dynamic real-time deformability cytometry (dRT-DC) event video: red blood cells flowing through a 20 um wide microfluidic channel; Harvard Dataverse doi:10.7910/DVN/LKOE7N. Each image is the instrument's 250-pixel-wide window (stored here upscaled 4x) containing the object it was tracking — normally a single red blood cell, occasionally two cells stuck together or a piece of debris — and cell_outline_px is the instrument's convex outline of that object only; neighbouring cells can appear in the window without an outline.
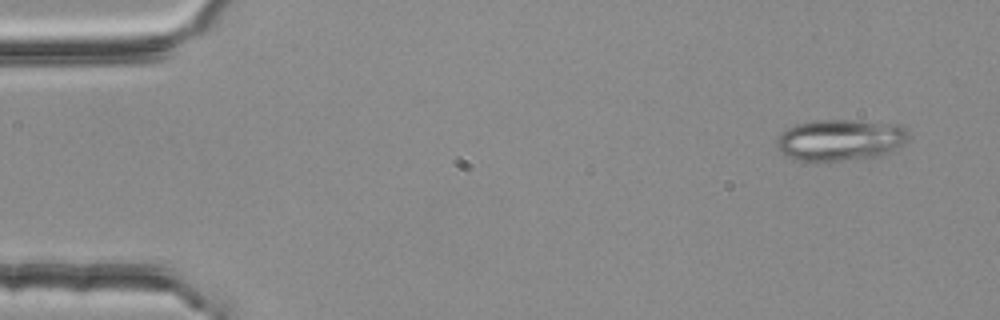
{"species": "common noctule bat (a hibernating species)", "species_latin": "Nyctalus noctula", "temperature_condition": "room temperature", "stored_images_in_passage": 3, "camera_frame_rate_fps": 3000, "um_per_image_px": 0.085, "animal": {"sex": "female", "body_mass_g": 25.1}, "frame": {"image": 1, "passage_image": 1, "time_ms": 0.0, "image_size_px": [1000, 320], "cell_outline_px": [[908, 140], [904, 144], [880, 156], [840, 160], [800, 160], [784, 156], [776, 148], [776, 140], [780, 132], [796, 124], [812, 120], [856, 120], [896, 124], [904, 128], [908, 132]], "centroid_in_image_um": [71.38, 11.88], "position_along_channel_um": 13.6, "area_um2": 31.79}}